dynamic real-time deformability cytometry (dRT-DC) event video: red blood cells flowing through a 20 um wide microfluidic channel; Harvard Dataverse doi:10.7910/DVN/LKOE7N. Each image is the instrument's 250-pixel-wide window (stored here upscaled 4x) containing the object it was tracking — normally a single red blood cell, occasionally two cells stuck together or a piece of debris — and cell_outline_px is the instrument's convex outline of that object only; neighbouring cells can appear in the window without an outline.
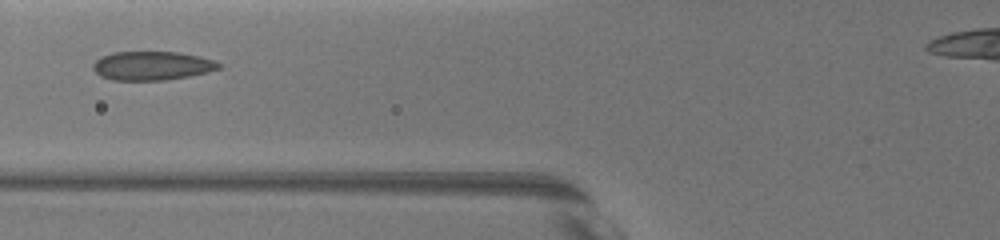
{"species": "common noctule bat (a hibernating species)", "species_latin": "Nyctalus noctula", "temperature_condition": "warm", "stored_images_in_passage": 13, "camera_frame_rate_fps": 3000, "um_per_image_px": 0.085, "animal": {"sex": "female", "body_mass_g": 19.5, "forearm_length_mm": 54.1}, "frame": {"image": 1, "passage_image": 3, "time_ms": 1.333, "image_size_px": [1000, 240], "cell_outline_px": [[220, 68], [208, 72], [188, 76], [164, 80], [112, 80], [100, 76], [92, 68], [92, 64], [100, 56], [112, 52], [180, 52], [200, 56], [212, 60], [220, 64]], "centroid_in_image_um": [12.88, 5.58], "position_along_channel_um": 112.9, "area_um2": 21.15}}
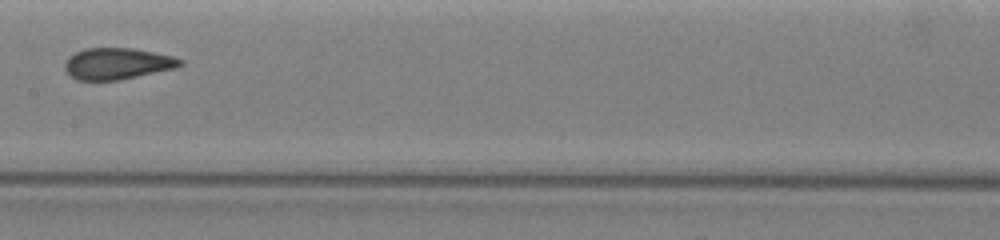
{"frame": {"image": 2, "passage_image": 6, "time_ms": 3.667, "image_size_px": [1000, 240], "cell_outline_px": [[184, 64], [176, 68], [120, 80], [76, 80], [64, 68], [64, 64], [68, 56], [84, 48], [136, 48], [172, 56], [184, 60]], "centroid_in_image_um": [9.99, 5.4], "position_along_channel_um": 197.4, "area_um2": 21.27}, "authors_computed_cell_mechanics": {"area_um2": 20.6924, "velocity_mm_per_s": 3.6276, "shape_relaxation_time_tau1_ms": null, "shape_relaxation_time_tau2_ms": 1.2091, "deformation_change_tau1": null, "deformation_change_tau2": 0.0765}}